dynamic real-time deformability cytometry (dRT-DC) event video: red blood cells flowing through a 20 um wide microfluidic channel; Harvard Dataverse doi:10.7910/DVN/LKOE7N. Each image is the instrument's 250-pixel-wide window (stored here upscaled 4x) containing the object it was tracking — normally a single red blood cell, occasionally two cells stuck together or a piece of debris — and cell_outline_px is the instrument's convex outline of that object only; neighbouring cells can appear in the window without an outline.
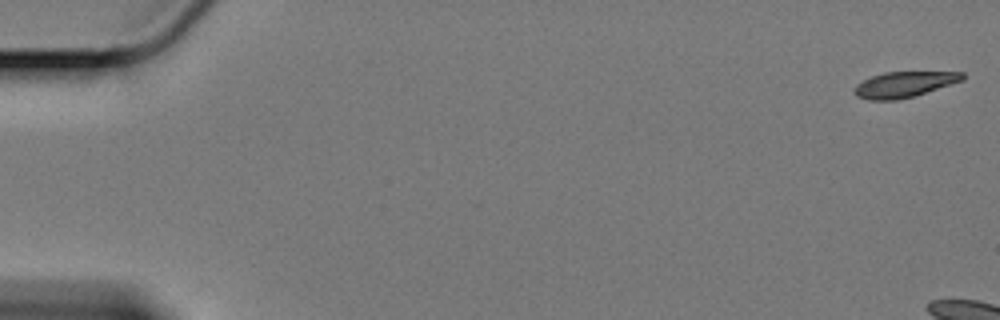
{"species": "Egyptian fruit bat (a non-hibernating species)", "species_latin": "Rousettus aegyptiacus", "temperature_condition": "cold", "stored_images_in_passage": 8, "camera_frame_rate_fps": 3000, "um_per_image_px": 0.085, "animal": {"sex": "female"}, "frame": {"image": 1, "passage_image": 1, "time_ms": 0.0, "image_size_px": [1000, 320], "cell_outline_px": [[964, 80], [912, 96], [896, 100], [868, 100], [856, 96], [852, 92], [852, 88], [856, 84], [872, 76], [884, 72], [964, 72]], "centroid_in_image_um": [76.79, 7.18], "position_along_channel_um": 8.2, "area_um2": 16.07}}